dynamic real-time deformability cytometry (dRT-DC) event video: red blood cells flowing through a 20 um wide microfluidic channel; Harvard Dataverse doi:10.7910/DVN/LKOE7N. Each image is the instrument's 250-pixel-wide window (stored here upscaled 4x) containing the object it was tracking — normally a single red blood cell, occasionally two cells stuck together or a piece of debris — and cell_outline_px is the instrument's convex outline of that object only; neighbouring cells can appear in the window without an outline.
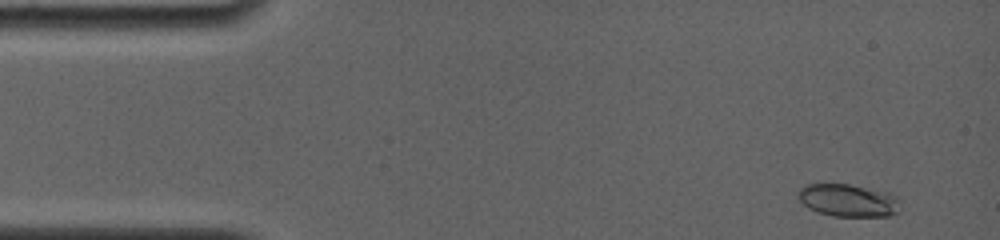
{"species": "common noctule bat (a hibernating species)", "species_latin": "Nyctalus noctula", "temperature_condition": "room temperature", "stored_images_in_passage": 10, "camera_frame_rate_fps": 4000, "um_per_image_px": 0.085, "animal": {"sex": "female", "body_mass_g": 19.0, "forearm_length_mm": 56.7}, "frame": {"image": 1, "passage_image": 1, "time_ms": 0.0, "image_size_px": [1000, 240], "cell_outline_px": [[900, 212], [892, 216], [832, 216], [816, 212], [808, 208], [796, 196], [796, 192], [804, 184], [848, 184], [888, 192], [896, 196], [900, 200]], "centroid_in_image_um": [72.1, 17.04], "position_along_channel_um": 12.9, "area_um2": 19.77}}
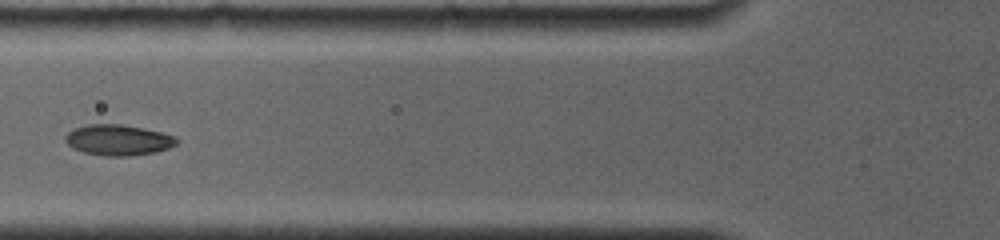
{"frame": {"image": 2, "passage_image": 7, "time_ms": 5.25, "image_size_px": [1000, 240], "cell_outline_px": [[180, 140], [176, 144], [168, 148], [156, 152], [132, 156], [104, 156], [84, 152], [72, 148], [64, 140], [64, 136], [68, 132], [76, 128], [88, 124], [120, 124], [160, 132], [176, 136]], "centroid_in_image_um": [10.05, 11.91], "position_along_channel_um": 115.8, "area_um2": 19.94}}
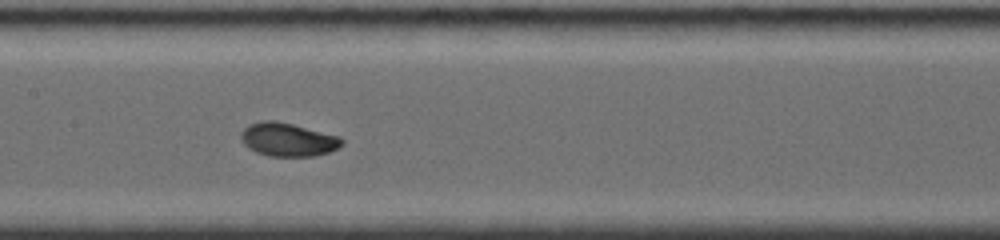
{"frame": {"image": 3, "passage_image": 9, "time_ms": 7.0, "image_size_px": [1000, 240], "cell_outline_px": [[344, 144], [328, 152], [312, 156], [268, 156], [256, 152], [248, 148], [244, 144], [240, 136], [240, 132], [248, 124], [260, 120], [276, 120], [340, 136], [344, 140]], "centroid_in_image_um": [24.44, 11.85], "position_along_channel_um": 183.0, "area_um2": 19.77}}